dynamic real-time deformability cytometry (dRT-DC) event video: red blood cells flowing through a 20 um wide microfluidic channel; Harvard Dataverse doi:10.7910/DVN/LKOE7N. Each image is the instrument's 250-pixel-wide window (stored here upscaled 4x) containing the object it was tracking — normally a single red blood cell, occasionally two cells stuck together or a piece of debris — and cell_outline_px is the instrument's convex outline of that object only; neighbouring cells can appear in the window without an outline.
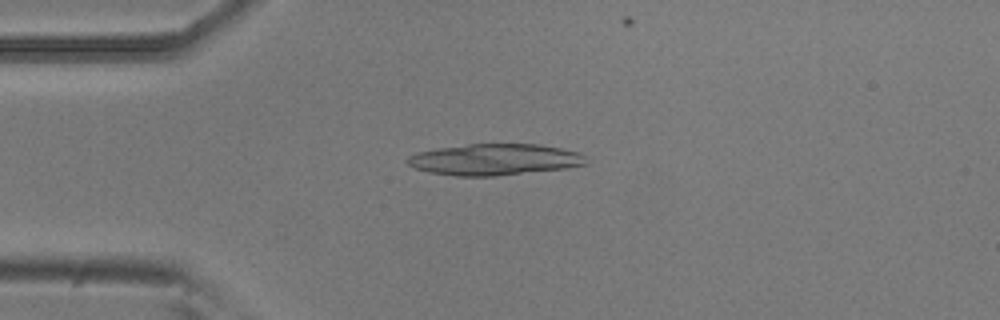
{"species": "common noctule bat (a hibernating species)", "species_latin": "Nyctalus noctula", "temperature_condition": "room temperature", "stored_images_in_passage": 12, "camera_frame_rate_fps": 3000, "um_per_image_px": 0.085, "animal": {"sex": "male", "body_mass_g": 20.5, "forearm_length_mm": 52.5}, "frame": {"image": 1, "passage_image": 7, "time_ms": 2.0, "image_size_px": [1000, 320], "cell_outline_px": [[584, 164], [564, 168], [496, 176], [456, 176], [428, 172], [416, 168], [408, 164], [404, 160], [408, 156], [416, 152], [440, 148], [468, 144], [536, 144], [560, 148], [576, 152], [584, 156]], "centroid_in_image_um": [41.95, 13.56], "position_along_channel_um": 43.1, "area_um2": 32.25}}